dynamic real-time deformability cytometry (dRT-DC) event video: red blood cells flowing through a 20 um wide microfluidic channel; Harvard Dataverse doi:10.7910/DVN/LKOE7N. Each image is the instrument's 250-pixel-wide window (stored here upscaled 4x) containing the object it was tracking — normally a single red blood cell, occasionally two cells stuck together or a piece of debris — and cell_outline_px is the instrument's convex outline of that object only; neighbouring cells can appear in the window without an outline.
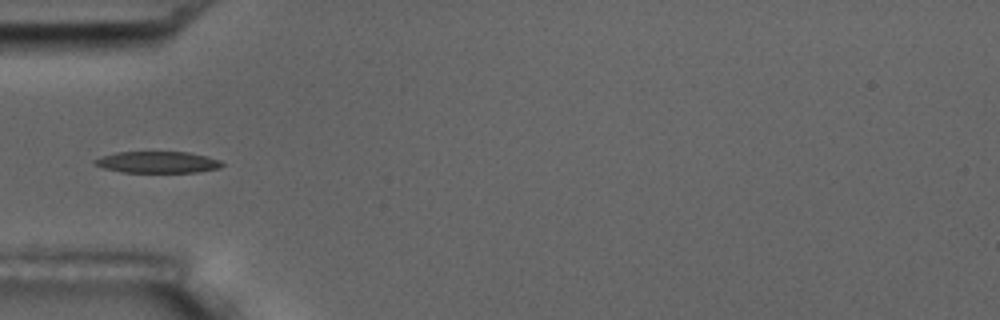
{"species": "common noctule bat (a hibernating species)", "species_latin": "Nyctalus noctula", "temperature_condition": "room temperature", "stored_images_in_passage": 5, "camera_frame_rate_fps": 3000, "um_per_image_px": 0.085, "animal": {"sex": "male", "body_mass_g": 17.5, "forearm_length_mm": 52.3}, "frame": {"image": 1, "passage_image": 3, "time_ms": 3.0, "image_size_px": [1000, 320], "cell_outline_px": [[224, 164], [220, 168], [196, 172], [120, 172], [104, 168], [96, 164], [92, 160], [100, 156], [116, 152], [188, 152], [208, 156], [220, 160]], "centroid_in_image_um": [13.4, 13.78], "position_along_channel_um": 71.6, "area_um2": 16.01}}